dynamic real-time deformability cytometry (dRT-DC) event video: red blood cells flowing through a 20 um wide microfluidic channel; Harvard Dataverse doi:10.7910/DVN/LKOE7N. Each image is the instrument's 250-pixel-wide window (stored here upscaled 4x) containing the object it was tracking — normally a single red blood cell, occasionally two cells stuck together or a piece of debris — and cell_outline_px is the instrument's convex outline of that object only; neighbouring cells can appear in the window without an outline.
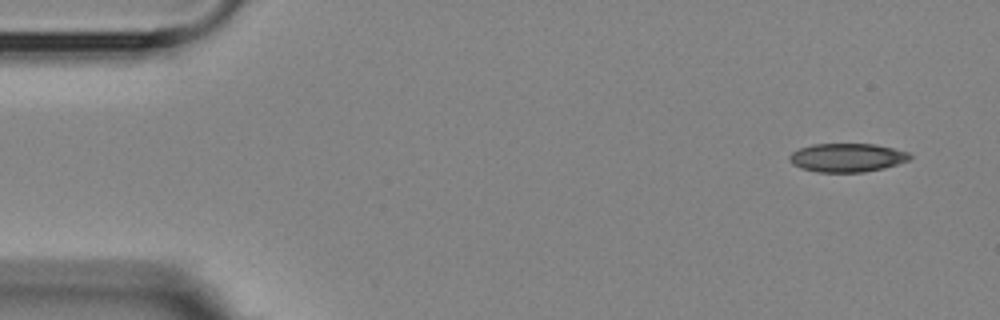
{"species": "Egyptian fruit bat (a non-hibernating species)", "species_latin": "Rousettus aegyptiacus", "temperature_condition": "room temperature", "stored_images_in_passage": 4, "camera_frame_rate_fps": 3000, "um_per_image_px": 0.085, "animal": {"sex": "female"}, "frame": {"image": 1, "passage_image": 1, "time_ms": 0.0, "image_size_px": [1000, 320], "cell_outline_px": [[912, 156], [908, 160], [884, 168], [864, 172], [816, 172], [800, 168], [792, 164], [788, 160], [788, 156], [792, 152], [800, 148], [812, 144], [876, 144], [908, 152]], "centroid_in_image_um": [71.96, 13.4], "position_along_channel_um": 13.0, "area_um2": 20.11}}